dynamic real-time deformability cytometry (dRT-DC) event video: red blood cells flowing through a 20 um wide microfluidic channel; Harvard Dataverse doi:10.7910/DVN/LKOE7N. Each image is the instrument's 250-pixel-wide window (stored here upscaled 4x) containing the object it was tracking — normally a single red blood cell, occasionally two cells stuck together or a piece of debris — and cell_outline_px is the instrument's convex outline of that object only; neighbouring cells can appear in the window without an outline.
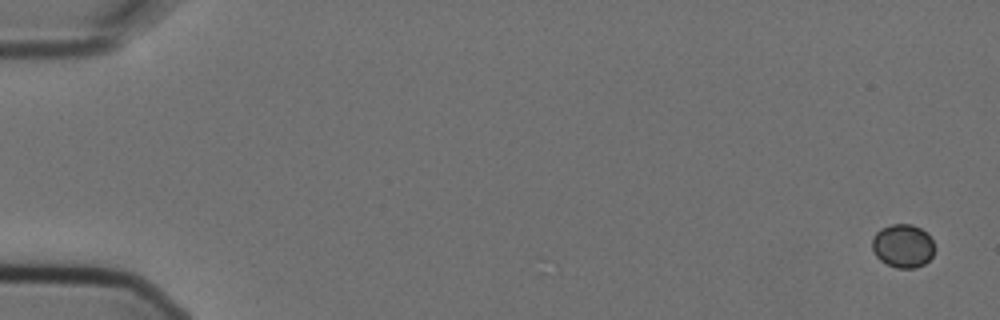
{"species": "Egyptian fruit bat (a non-hibernating species)", "species_latin": "Rousettus aegyptiacus", "temperature_condition": "cold", "stored_images_in_passage": 5, "camera_frame_rate_fps": 3000, "um_per_image_px": 0.085, "animal": {"sex": "female"}, "frame": {"image": 1, "passage_image": 1, "time_ms": 0.0, "image_size_px": [1000, 320], "cell_outline_px": [[936, 248], [932, 256], [924, 264], [916, 268], [896, 268], [880, 260], [876, 256], [872, 248], [872, 236], [880, 228], [892, 224], [912, 224], [920, 228], [932, 240]], "centroid_in_image_um": [76.74, 20.9], "position_along_channel_um": 8.3, "area_um2": 15.9}}
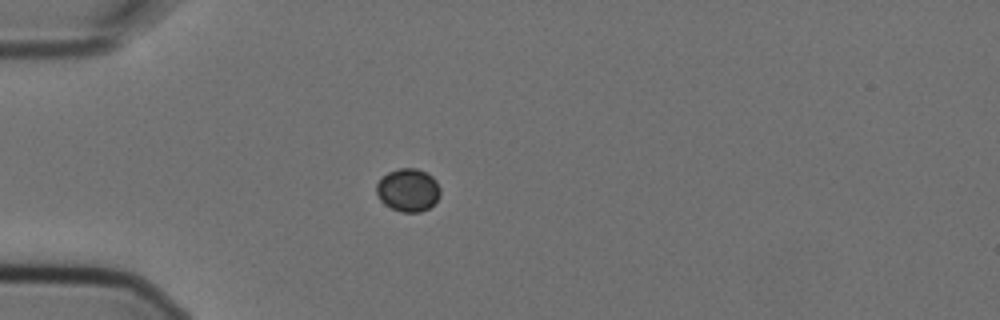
{"frame": {"image": 2, "passage_image": 5, "time_ms": 1.333, "image_size_px": [1000, 320], "cell_outline_px": [[440, 196], [428, 208], [420, 212], [400, 212], [384, 204], [380, 200], [376, 192], [376, 184], [388, 172], [400, 168], [416, 168], [432, 176], [436, 180], [440, 188]], "centroid_in_image_um": [34.68, 16.16], "position_along_channel_um": 50.3, "area_um2": 15.9}}